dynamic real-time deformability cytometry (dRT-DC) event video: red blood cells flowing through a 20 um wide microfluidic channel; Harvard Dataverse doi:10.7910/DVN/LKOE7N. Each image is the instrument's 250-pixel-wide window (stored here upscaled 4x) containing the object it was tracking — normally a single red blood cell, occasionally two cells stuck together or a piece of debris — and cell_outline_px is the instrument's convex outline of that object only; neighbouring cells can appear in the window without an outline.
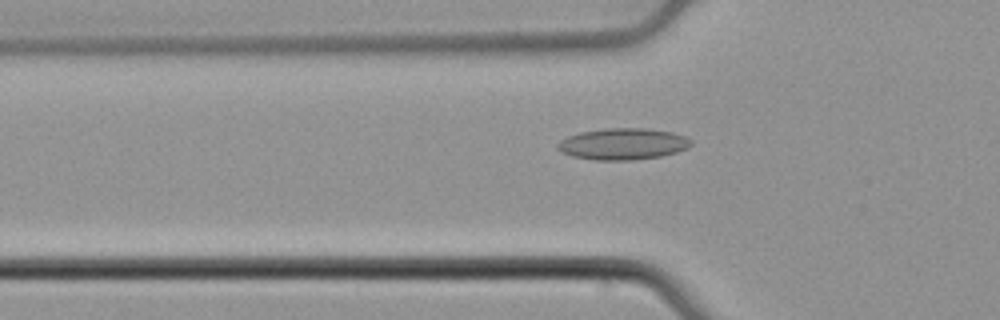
{"species": "common noctule bat (a hibernating species)", "species_latin": "Nyctalus noctula", "temperature_condition": "cold", "stored_images_in_passage": 53, "camera_frame_rate_fps": 3000, "um_per_image_px": 0.085, "animal": {"sex": "male", "body_mass_g": 21.5, "forearm_length_mm": 52.0}, "frame": {"image": 1, "passage_image": 18, "time_ms": 5.667, "image_size_px": [1000, 320], "cell_outline_px": [[692, 144], [688, 148], [676, 152], [660, 156], [628, 160], [596, 160], [572, 156], [556, 148], [556, 144], [560, 140], [568, 136], [580, 132], [608, 128], [648, 128], [672, 132], [684, 136], [692, 140]], "centroid_in_image_um": [52.95, 12.23], "position_along_channel_um": 72.8, "area_um2": 24.39}}
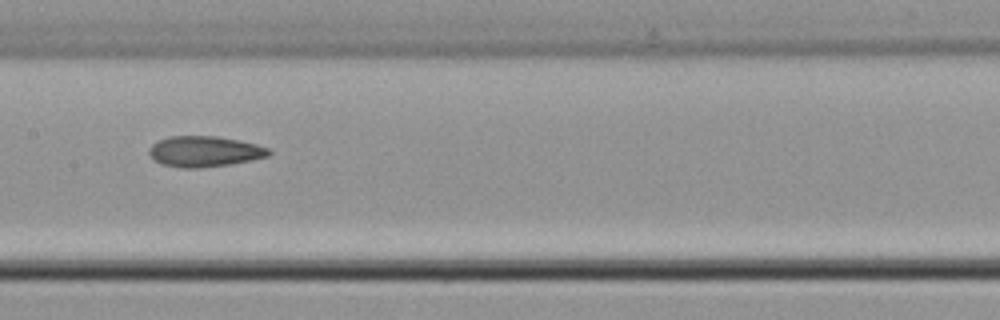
{"frame": {"image": 2, "passage_image": 27, "time_ms": 8.667, "image_size_px": [1000, 320], "cell_outline_px": [[272, 152], [268, 156], [252, 160], [228, 164], [200, 168], [180, 168], [160, 164], [152, 160], [148, 152], [148, 148], [152, 144], [168, 136], [216, 136], [240, 140], [256, 144], [268, 148]], "centroid_in_image_um": [17.34, 12.88], "position_along_channel_um": 190.1, "area_um2": 21.62}}
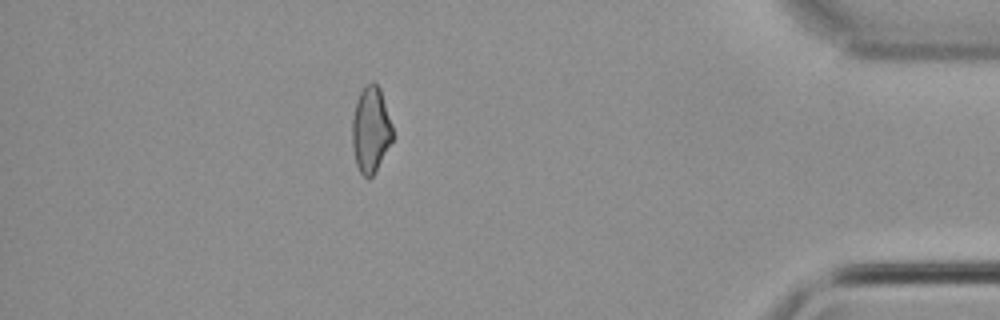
{"frame": {"image": 3, "passage_image": 47, "time_ms": 15.333, "image_size_px": [1000, 320], "cell_outline_px": [[392, 140], [372, 176], [368, 180], [360, 172], [356, 164], [352, 148], [352, 120], [356, 100], [360, 92], [372, 80], [380, 88], [392, 124]], "centroid_in_image_um": [31.49, 11.01], "position_along_channel_um": 403.7, "area_um2": 20.06}, "authors_computed_cell_mechanics": {"area_um2": 21.097, "velocity_mm_per_s": 3.8948, "shape_relaxation_time_tau1_ms": null, "shape_relaxation_time_tau2_ms": 4.7559, "deformation_change_tau1": null, "deformation_change_tau2": 0.1354}}